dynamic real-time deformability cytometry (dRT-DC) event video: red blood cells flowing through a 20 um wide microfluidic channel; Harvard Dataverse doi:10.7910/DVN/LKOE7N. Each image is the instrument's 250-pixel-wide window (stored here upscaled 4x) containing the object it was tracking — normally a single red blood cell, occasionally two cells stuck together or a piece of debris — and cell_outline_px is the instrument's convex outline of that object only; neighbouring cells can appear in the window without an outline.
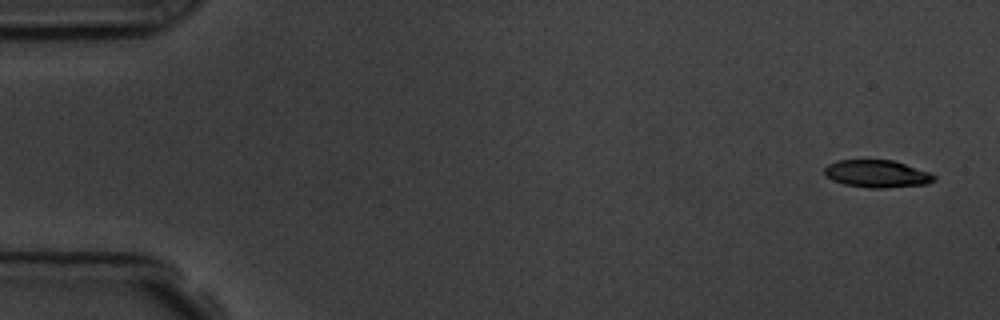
{"species": "common noctule bat (a hibernating species)", "species_latin": "Nyctalus noctula", "temperature_condition": "room temperature", "stored_images_in_passage": 5, "camera_frame_rate_fps": 3000, "um_per_image_px": 0.085, "animal": {"sex": "male", "body_mass_g": 19.5, "forearm_length_mm": 54.6}, "frame": {"image": 1, "passage_image": 1, "time_ms": 0.0, "image_size_px": [1000, 320], "cell_outline_px": [[936, 180], [928, 184], [884, 188], [868, 188], [844, 184], [832, 180], [824, 172], [824, 168], [828, 164], [836, 160], [892, 160], [932, 172], [936, 176]], "centroid_in_image_um": [74.58, 14.77], "position_along_channel_um": 10.4, "area_um2": 17.69}}